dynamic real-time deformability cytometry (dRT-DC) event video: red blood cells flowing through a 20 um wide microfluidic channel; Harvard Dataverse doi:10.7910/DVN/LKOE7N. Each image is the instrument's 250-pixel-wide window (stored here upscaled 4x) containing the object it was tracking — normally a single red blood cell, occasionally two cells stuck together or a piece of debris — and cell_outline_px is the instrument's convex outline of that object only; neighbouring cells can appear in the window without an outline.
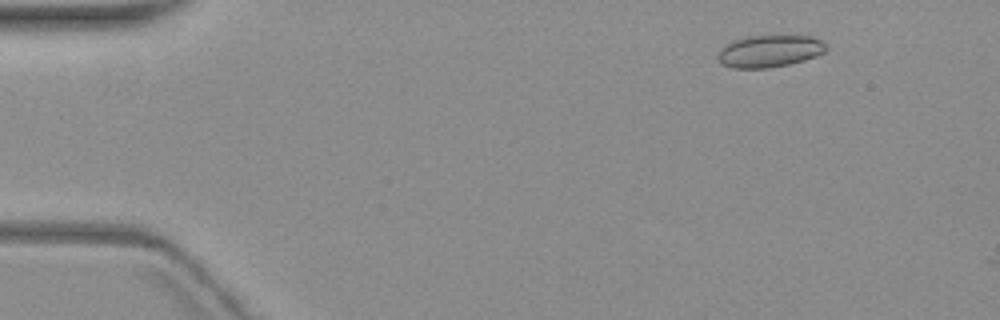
{"species": "common noctule bat (a hibernating species)", "species_latin": "Nyctalus noctula", "temperature_condition": "warm", "stored_images_in_passage": 4, "camera_frame_rate_fps": 3000, "um_per_image_px": 0.085, "animal": {"sex": "female", "body_mass_g": 19.3, "forearm_length_mm": 54.1}, "frame": {"image": 1, "passage_image": 2, "time_ms": 1.0, "image_size_px": [1000, 320], "cell_outline_px": [[828, 48], [824, 52], [816, 56], [804, 60], [788, 64], [768, 68], [732, 68], [720, 64], [716, 56], [720, 48], [732, 40], [748, 36], [812, 36], [828, 44]], "centroid_in_image_um": [65.38, 4.35], "position_along_channel_um": 19.6, "area_um2": 20.46}}